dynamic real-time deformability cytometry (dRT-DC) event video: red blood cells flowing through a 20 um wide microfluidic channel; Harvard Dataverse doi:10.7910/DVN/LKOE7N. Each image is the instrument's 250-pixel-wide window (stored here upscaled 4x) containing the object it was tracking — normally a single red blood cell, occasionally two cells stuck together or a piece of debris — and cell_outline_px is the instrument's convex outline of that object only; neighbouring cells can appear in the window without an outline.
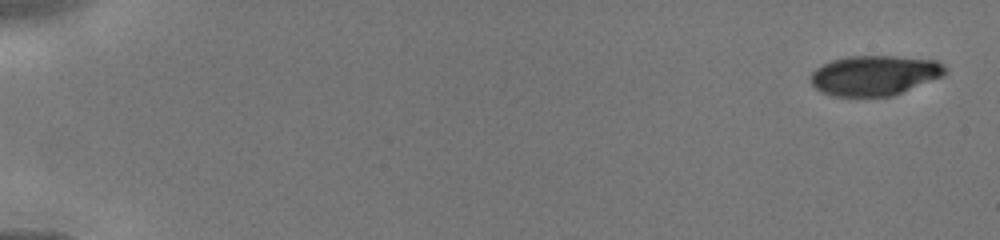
{"species": "human", "species_latin": "Homo sapiens", "temperature_condition": "cold", "stored_images_in_passage": 9, "camera_frame_rate_fps": 3000, "um_per_image_px": 0.085, "donor": {"sex": "male"}, "frame": {"image": 1, "passage_image": 1, "time_ms": 0.0, "image_size_px": [1000, 240], "cell_outline_px": [[948, 72], [944, 76], [892, 96], [832, 96], [816, 88], [812, 84], [808, 76], [816, 68], [832, 60], [848, 56], [896, 56], [936, 60], [944, 64], [948, 68]], "centroid_in_image_um": [74.37, 6.4], "position_along_channel_um": 10.6, "area_um2": 31.56}}
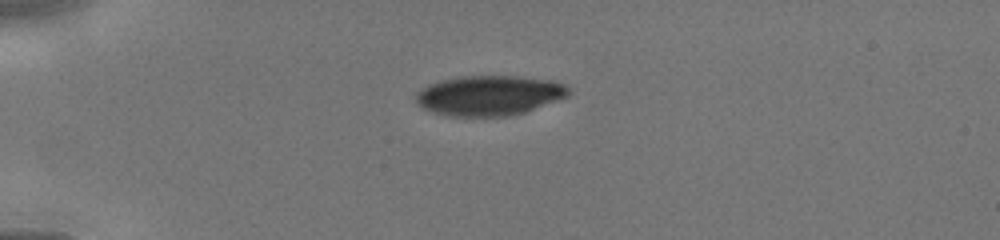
{"frame": {"image": 2, "passage_image": 6, "time_ms": 3.667, "image_size_px": [1000, 240], "cell_outline_px": [[572, 92], [568, 96], [524, 112], [512, 116], [444, 116], [432, 112], [424, 108], [416, 100], [416, 92], [428, 84], [460, 76], [516, 76], [552, 80], [564, 84]], "centroid_in_image_um": [41.59, 8.11], "position_along_channel_um": 43.4, "area_um2": 35.55}}
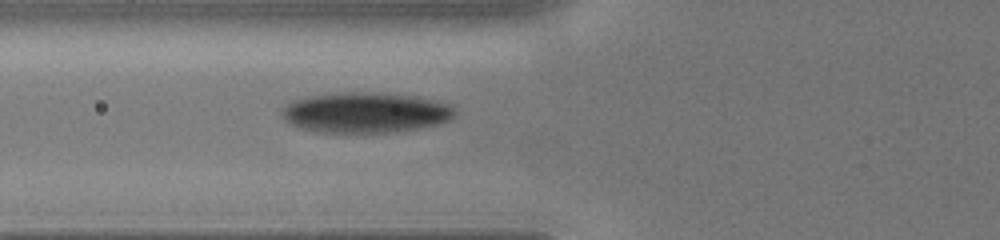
{"frame": {"image": 3, "passage_image": 9, "time_ms": 5.667, "image_size_px": [1000, 240], "cell_outline_px": [[456, 112], [448, 120], [436, 124], [416, 128], [384, 132], [316, 132], [300, 128], [288, 124], [284, 120], [280, 112], [288, 104], [296, 100], [308, 96], [352, 92], [372, 92], [412, 96], [432, 100], [448, 104], [456, 108]], "centroid_in_image_um": [31.01, 9.57], "position_along_channel_um": 94.8, "area_um2": 40.17}}